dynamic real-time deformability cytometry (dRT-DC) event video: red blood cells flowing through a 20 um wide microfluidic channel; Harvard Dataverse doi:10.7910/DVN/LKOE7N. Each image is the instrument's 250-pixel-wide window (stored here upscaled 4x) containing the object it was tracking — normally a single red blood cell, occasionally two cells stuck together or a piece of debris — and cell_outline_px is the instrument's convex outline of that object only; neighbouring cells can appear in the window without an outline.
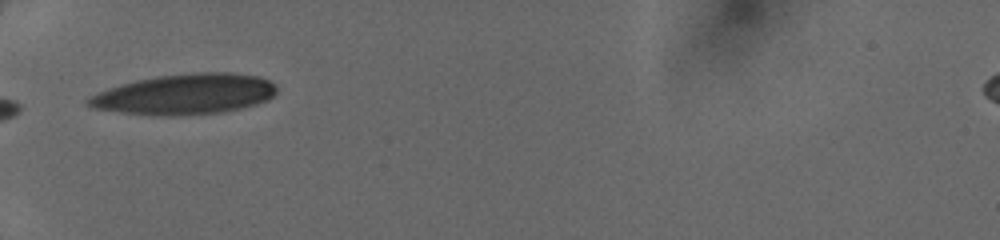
{"species": "human", "species_latin": "Homo sapiens", "temperature_condition": "cold", "stored_images_in_passage": 21, "camera_frame_rate_fps": 3000, "um_per_image_px": 0.085, "donor": {"sex": "female"}, "frame": {"image": 1, "passage_image": 1, "time_ms": 0.0, "image_size_px": [1000, 240], "cell_outline_px": [[276, 92], [268, 100], [256, 104], [240, 108], [220, 112], [172, 116], [160, 116], [124, 112], [92, 108], [84, 104], [84, 100], [88, 96], [108, 88], [120, 84], [136, 80], [156, 76], [196, 72], [232, 72], [260, 76], [268, 80], [276, 88]], "centroid_in_image_um": [15.68, 8.0], "position_along_channel_um": 69.3, "area_um2": 44.56}}
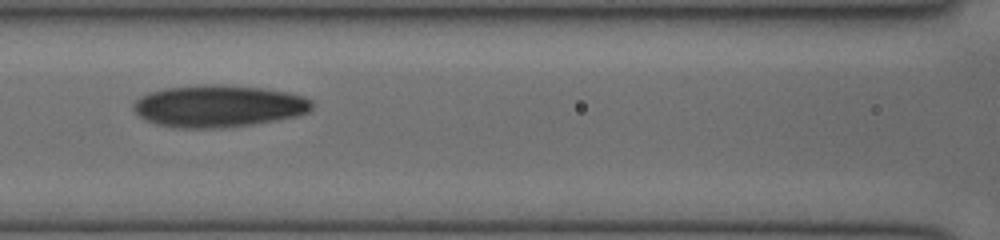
{"frame": {"image": 2, "passage_image": 7, "time_ms": 2.0, "image_size_px": [1000, 240], "cell_outline_px": [[312, 108], [308, 112], [300, 116], [252, 124], [212, 128], [184, 128], [156, 124], [140, 116], [132, 108], [132, 104], [140, 96], [148, 92], [164, 88], [200, 84], [224, 84], [264, 88], [288, 92], [304, 96], [312, 100]], "centroid_in_image_um": [18.59, 9.0], "position_along_channel_um": 148.0, "area_um2": 43.99}}
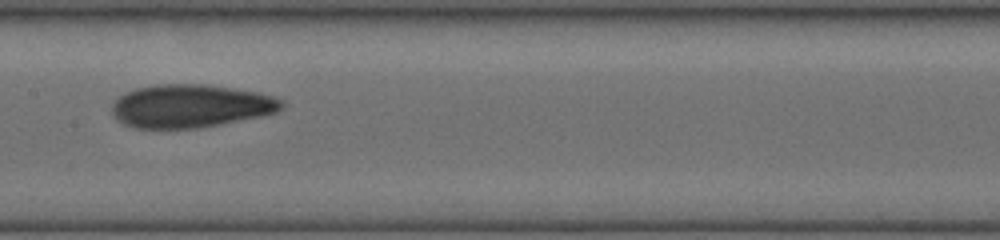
{"frame": {"image": 3, "passage_image": 10, "time_ms": 3.0, "image_size_px": [1000, 240], "cell_outline_px": [[284, 108], [276, 112], [260, 116], [196, 128], [136, 128], [124, 124], [112, 116], [112, 104], [124, 92], [136, 88], [152, 84], [204, 84], [260, 92], [276, 96], [284, 100]], "centroid_in_image_um": [16.2, 8.99], "position_along_channel_um": 191.2, "area_um2": 42.83}}